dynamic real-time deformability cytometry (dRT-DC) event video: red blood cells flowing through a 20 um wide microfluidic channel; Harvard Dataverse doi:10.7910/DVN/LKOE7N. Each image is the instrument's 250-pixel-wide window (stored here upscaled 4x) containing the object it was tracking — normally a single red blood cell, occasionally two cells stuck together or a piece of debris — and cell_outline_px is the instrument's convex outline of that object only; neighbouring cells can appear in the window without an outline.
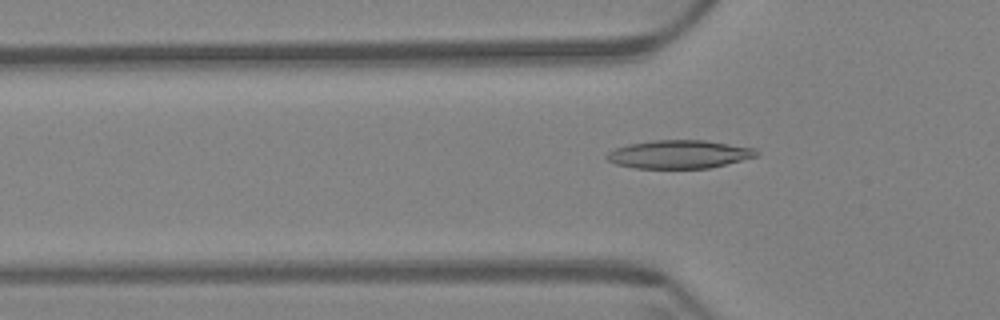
{"species": "Egyptian fruit bat (a non-hibernating species)", "species_latin": "Rousettus aegyptiacus", "temperature_condition": "warm", "stored_images_in_passage": 57, "camera_frame_rate_fps": 3000, "um_per_image_px": 0.085, "animal": {"sex": "female"}, "frame": {"image": 1, "passage_image": 19, "time_ms": 6.0, "image_size_px": [1000, 320], "cell_outline_px": [[760, 152], [756, 156], [708, 168], [636, 168], [616, 164], [608, 160], [604, 156], [608, 152], [616, 148], [628, 144], [652, 140], [704, 140], [756, 148]], "centroid_in_image_um": [57.71, 13.1], "position_along_channel_um": 68.1, "area_um2": 24.51}}
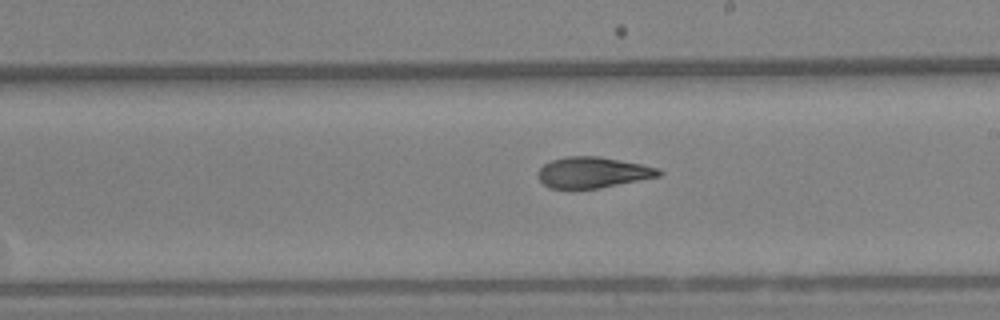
{"frame": {"image": 2, "passage_image": 34, "time_ms": 11.0, "image_size_px": [1000, 320], "cell_outline_px": [[664, 172], [660, 176], [600, 188], [548, 188], [540, 180], [536, 172], [544, 164], [552, 160], [568, 156], [600, 156], [660, 168]], "centroid_in_image_um": [50.4, 14.65], "position_along_channel_um": 238.6, "area_um2": 21.73}}
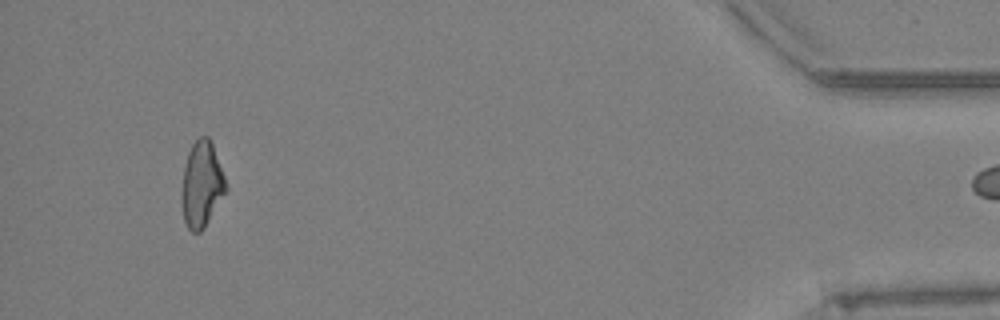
{"frame": {"image": 3, "passage_image": 56, "time_ms": 18.333, "image_size_px": [1000, 320], "cell_outline_px": [[228, 188], [204, 228], [200, 232], [192, 232], [188, 228], [184, 220], [184, 164], [188, 152], [192, 144], [200, 136], [208, 136], [212, 144], [224, 176]], "centroid_in_image_um": [17.18, 15.66], "position_along_channel_um": 418.0, "area_um2": 21.27}}